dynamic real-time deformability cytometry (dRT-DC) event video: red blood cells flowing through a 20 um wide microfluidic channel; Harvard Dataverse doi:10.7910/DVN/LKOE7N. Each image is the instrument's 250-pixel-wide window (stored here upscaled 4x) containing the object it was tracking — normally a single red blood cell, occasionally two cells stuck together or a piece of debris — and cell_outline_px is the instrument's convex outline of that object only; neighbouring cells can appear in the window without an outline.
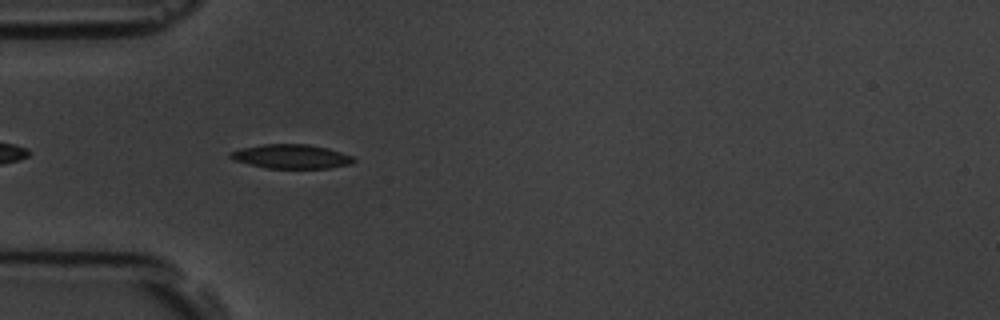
{"species": "common noctule bat (a hibernating species)", "species_latin": "Nyctalus noctula", "temperature_condition": "room temperature", "stored_images_in_passage": 6, "camera_frame_rate_fps": 3000, "um_per_image_px": 0.085, "animal": {"sex": "male", "body_mass_g": 19.5, "forearm_length_mm": 54.6}, "frame": {"image": 1, "passage_image": 1, "time_ms": 0.0, "image_size_px": [1000, 320], "cell_outline_px": [[356, 160], [352, 164], [328, 168], [264, 168], [232, 160], [228, 156], [228, 152], [240, 148], [264, 144], [308, 144], [328, 148], [352, 156]], "centroid_in_image_um": [24.71, 13.3], "position_along_channel_um": 60.3, "area_um2": 17.51}}
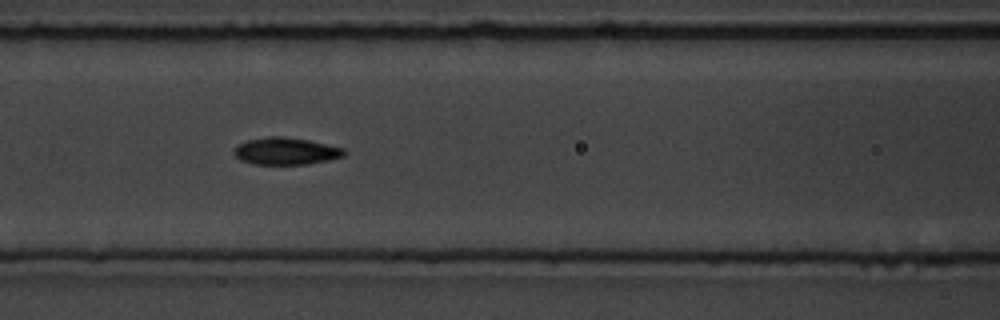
{"frame": {"image": 2, "passage_image": 3, "time_ms": 2.333, "image_size_px": [1000, 320], "cell_outline_px": [[344, 156], [328, 160], [304, 164], [252, 164], [240, 160], [232, 152], [240, 144], [248, 140], [268, 136], [280, 136], [308, 140], [344, 148]], "centroid_in_image_um": [24.28, 12.85], "position_along_channel_um": 142.3, "area_um2": 17.17}}
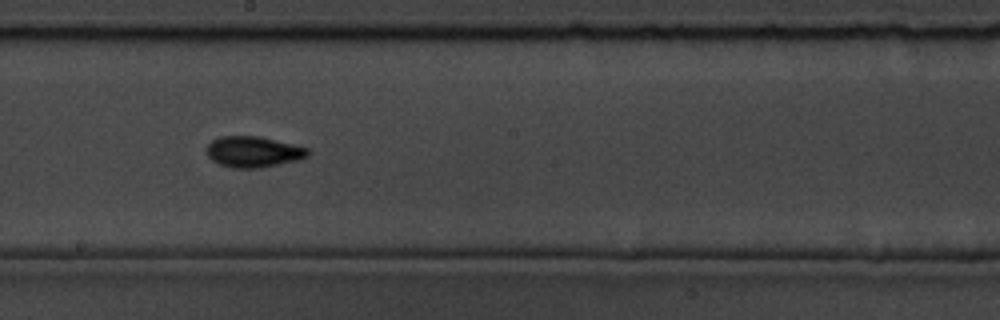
{"frame": {"image": 3, "passage_image": 5, "time_ms": 4.667, "image_size_px": [1000, 320], "cell_outline_px": [[308, 156], [296, 160], [260, 168], [232, 168], [220, 164], [212, 160], [208, 156], [208, 144], [212, 140], [220, 136], [256, 136], [308, 148]], "centroid_in_image_um": [21.5, 12.91], "position_along_channel_um": 226.7, "area_um2": 17.86}}